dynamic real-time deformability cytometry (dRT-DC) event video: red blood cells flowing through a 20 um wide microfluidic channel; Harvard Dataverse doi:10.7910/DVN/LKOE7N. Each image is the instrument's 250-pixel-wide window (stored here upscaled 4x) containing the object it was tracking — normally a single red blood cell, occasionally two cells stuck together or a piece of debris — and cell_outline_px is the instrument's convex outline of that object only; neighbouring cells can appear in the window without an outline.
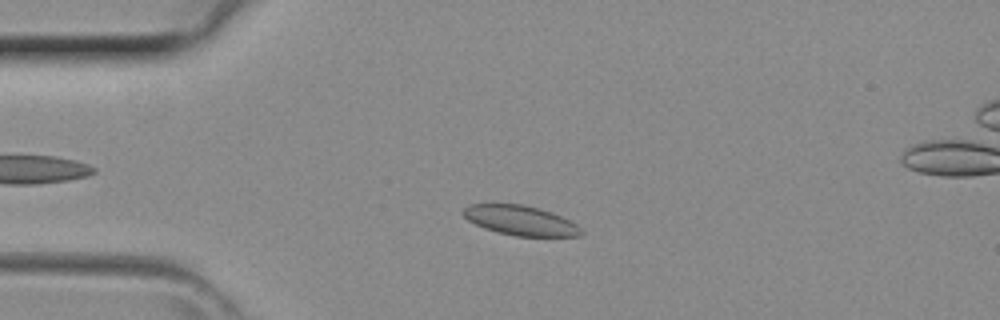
{"species": "common noctule bat (a hibernating species)", "species_latin": "Nyctalus noctula", "temperature_condition": "room temperature", "stored_images_in_passage": 41, "camera_frame_rate_fps": 3000, "um_per_image_px": 0.085, "animal": {"sex": "female", "body_mass_g": 29.2, "forearm_length_mm": 56.3}, "frame": {"image": 1, "passage_image": 8, "time_ms": 2.333, "image_size_px": [1000, 320], "cell_outline_px": [[584, 232], [580, 236], [516, 236], [496, 232], [484, 228], [468, 220], [460, 212], [468, 204], [492, 200], [524, 204], [540, 208], [552, 212], [576, 224]], "centroid_in_image_um": [44.13, 18.67], "position_along_channel_um": 40.9, "area_um2": 21.27}}
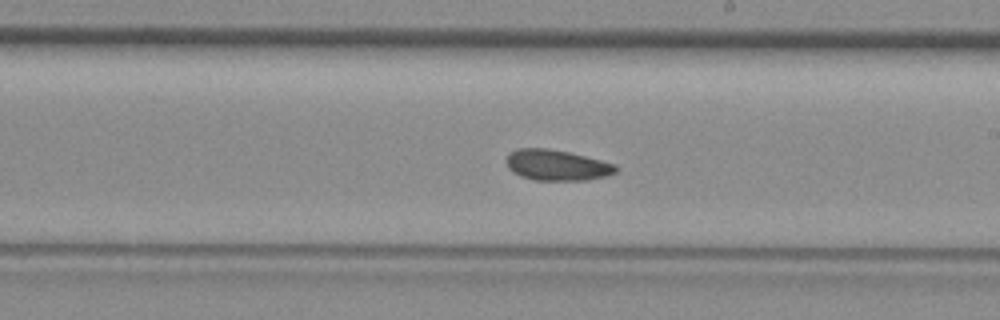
{"frame": {"image": 2, "passage_image": 22, "time_ms": 7.0, "image_size_px": [1000, 320], "cell_outline_px": [[616, 172], [608, 176], [588, 180], [532, 180], [520, 176], [512, 172], [508, 168], [504, 160], [508, 152], [516, 148], [548, 148], [568, 152], [616, 164]], "centroid_in_image_um": [47.26, 14.03], "position_along_channel_um": 241.7, "area_um2": 19.88}}
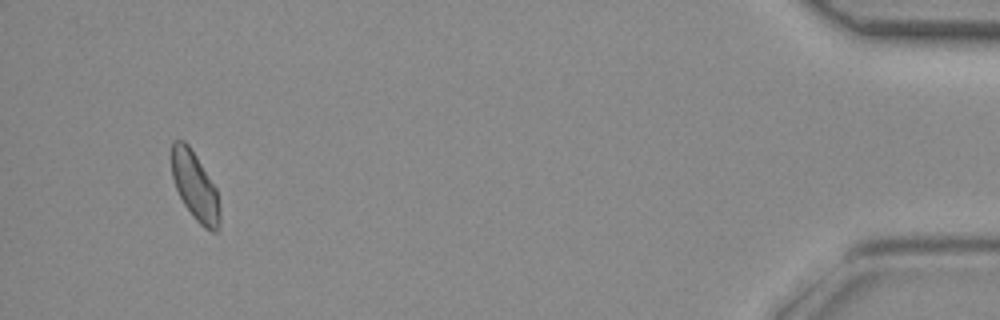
{"frame": {"image": 3, "passage_image": 38, "time_ms": 12.333, "image_size_px": [1000, 320], "cell_outline_px": [[220, 224], [216, 232], [212, 232], [204, 228], [192, 216], [184, 204], [176, 188], [172, 176], [172, 140], [184, 140], [188, 144], [196, 156], [216, 188], [220, 212]], "centroid_in_image_um": [16.58, 15.85], "position_along_channel_um": 418.6, "area_um2": 19.02}}